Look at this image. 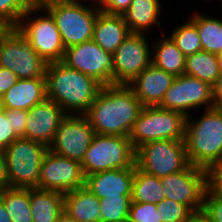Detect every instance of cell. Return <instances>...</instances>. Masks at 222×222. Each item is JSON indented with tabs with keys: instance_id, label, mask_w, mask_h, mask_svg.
I'll return each mask as SVG.
<instances>
[{
	"instance_id": "23",
	"label": "cell",
	"mask_w": 222,
	"mask_h": 222,
	"mask_svg": "<svg viewBox=\"0 0 222 222\" xmlns=\"http://www.w3.org/2000/svg\"><path fill=\"white\" fill-rule=\"evenodd\" d=\"M161 5L160 0H132L122 14L130 32L146 35L147 30L149 32L153 26H161Z\"/></svg>"
},
{
	"instance_id": "48",
	"label": "cell",
	"mask_w": 222,
	"mask_h": 222,
	"mask_svg": "<svg viewBox=\"0 0 222 222\" xmlns=\"http://www.w3.org/2000/svg\"><path fill=\"white\" fill-rule=\"evenodd\" d=\"M217 58H218V65H219L220 71L222 72V53L218 54Z\"/></svg>"
},
{
	"instance_id": "1",
	"label": "cell",
	"mask_w": 222,
	"mask_h": 222,
	"mask_svg": "<svg viewBox=\"0 0 222 222\" xmlns=\"http://www.w3.org/2000/svg\"><path fill=\"white\" fill-rule=\"evenodd\" d=\"M143 107L127 85L102 86L85 116L95 134L129 136Z\"/></svg>"
},
{
	"instance_id": "17",
	"label": "cell",
	"mask_w": 222,
	"mask_h": 222,
	"mask_svg": "<svg viewBox=\"0 0 222 222\" xmlns=\"http://www.w3.org/2000/svg\"><path fill=\"white\" fill-rule=\"evenodd\" d=\"M66 116L67 114L58 104L46 98L28 110L23 138L49 147L60 123Z\"/></svg>"
},
{
	"instance_id": "51",
	"label": "cell",
	"mask_w": 222,
	"mask_h": 222,
	"mask_svg": "<svg viewBox=\"0 0 222 222\" xmlns=\"http://www.w3.org/2000/svg\"><path fill=\"white\" fill-rule=\"evenodd\" d=\"M116 222V221H115ZM117 222H128V220H123V221H117Z\"/></svg>"
},
{
	"instance_id": "28",
	"label": "cell",
	"mask_w": 222,
	"mask_h": 222,
	"mask_svg": "<svg viewBox=\"0 0 222 222\" xmlns=\"http://www.w3.org/2000/svg\"><path fill=\"white\" fill-rule=\"evenodd\" d=\"M220 73L216 54L200 51L186 56L185 75L198 78L213 86Z\"/></svg>"
},
{
	"instance_id": "49",
	"label": "cell",
	"mask_w": 222,
	"mask_h": 222,
	"mask_svg": "<svg viewBox=\"0 0 222 222\" xmlns=\"http://www.w3.org/2000/svg\"><path fill=\"white\" fill-rule=\"evenodd\" d=\"M60 222H72V221H70V220L66 219L65 217H63V218L60 220Z\"/></svg>"
},
{
	"instance_id": "39",
	"label": "cell",
	"mask_w": 222,
	"mask_h": 222,
	"mask_svg": "<svg viewBox=\"0 0 222 222\" xmlns=\"http://www.w3.org/2000/svg\"><path fill=\"white\" fill-rule=\"evenodd\" d=\"M132 0H100L99 9L105 13L122 15Z\"/></svg>"
},
{
	"instance_id": "5",
	"label": "cell",
	"mask_w": 222,
	"mask_h": 222,
	"mask_svg": "<svg viewBox=\"0 0 222 222\" xmlns=\"http://www.w3.org/2000/svg\"><path fill=\"white\" fill-rule=\"evenodd\" d=\"M187 117L159 106L143 107L129 134L135 150L156 140L184 141Z\"/></svg>"
},
{
	"instance_id": "15",
	"label": "cell",
	"mask_w": 222,
	"mask_h": 222,
	"mask_svg": "<svg viewBox=\"0 0 222 222\" xmlns=\"http://www.w3.org/2000/svg\"><path fill=\"white\" fill-rule=\"evenodd\" d=\"M95 131L85 115H67L60 123L49 151L82 162Z\"/></svg>"
},
{
	"instance_id": "2",
	"label": "cell",
	"mask_w": 222,
	"mask_h": 222,
	"mask_svg": "<svg viewBox=\"0 0 222 222\" xmlns=\"http://www.w3.org/2000/svg\"><path fill=\"white\" fill-rule=\"evenodd\" d=\"M46 96L67 115H85L102 85L62 61L47 63Z\"/></svg>"
},
{
	"instance_id": "21",
	"label": "cell",
	"mask_w": 222,
	"mask_h": 222,
	"mask_svg": "<svg viewBox=\"0 0 222 222\" xmlns=\"http://www.w3.org/2000/svg\"><path fill=\"white\" fill-rule=\"evenodd\" d=\"M130 34L122 15L99 11L93 28L92 40L104 51L113 54Z\"/></svg>"
},
{
	"instance_id": "22",
	"label": "cell",
	"mask_w": 222,
	"mask_h": 222,
	"mask_svg": "<svg viewBox=\"0 0 222 222\" xmlns=\"http://www.w3.org/2000/svg\"><path fill=\"white\" fill-rule=\"evenodd\" d=\"M63 212L72 222H101L99 198L85 186L64 194Z\"/></svg>"
},
{
	"instance_id": "6",
	"label": "cell",
	"mask_w": 222,
	"mask_h": 222,
	"mask_svg": "<svg viewBox=\"0 0 222 222\" xmlns=\"http://www.w3.org/2000/svg\"><path fill=\"white\" fill-rule=\"evenodd\" d=\"M86 176L136 165V150L129 136L95 134L81 162Z\"/></svg>"
},
{
	"instance_id": "13",
	"label": "cell",
	"mask_w": 222,
	"mask_h": 222,
	"mask_svg": "<svg viewBox=\"0 0 222 222\" xmlns=\"http://www.w3.org/2000/svg\"><path fill=\"white\" fill-rule=\"evenodd\" d=\"M166 199L188 206L194 213L203 209L207 189L206 169L189 165L185 170L160 177Z\"/></svg>"
},
{
	"instance_id": "19",
	"label": "cell",
	"mask_w": 222,
	"mask_h": 222,
	"mask_svg": "<svg viewBox=\"0 0 222 222\" xmlns=\"http://www.w3.org/2000/svg\"><path fill=\"white\" fill-rule=\"evenodd\" d=\"M135 165L129 168L106 170L86 176L85 187L99 199L131 195Z\"/></svg>"
},
{
	"instance_id": "4",
	"label": "cell",
	"mask_w": 222,
	"mask_h": 222,
	"mask_svg": "<svg viewBox=\"0 0 222 222\" xmlns=\"http://www.w3.org/2000/svg\"><path fill=\"white\" fill-rule=\"evenodd\" d=\"M16 28L46 63L63 60L65 47L55 20L46 9L29 7Z\"/></svg>"
},
{
	"instance_id": "33",
	"label": "cell",
	"mask_w": 222,
	"mask_h": 222,
	"mask_svg": "<svg viewBox=\"0 0 222 222\" xmlns=\"http://www.w3.org/2000/svg\"><path fill=\"white\" fill-rule=\"evenodd\" d=\"M128 222H161L157 204L131 202Z\"/></svg>"
},
{
	"instance_id": "7",
	"label": "cell",
	"mask_w": 222,
	"mask_h": 222,
	"mask_svg": "<svg viewBox=\"0 0 222 222\" xmlns=\"http://www.w3.org/2000/svg\"><path fill=\"white\" fill-rule=\"evenodd\" d=\"M48 147L27 138H17L3 149L9 187L38 188L41 164Z\"/></svg>"
},
{
	"instance_id": "8",
	"label": "cell",
	"mask_w": 222,
	"mask_h": 222,
	"mask_svg": "<svg viewBox=\"0 0 222 222\" xmlns=\"http://www.w3.org/2000/svg\"><path fill=\"white\" fill-rule=\"evenodd\" d=\"M43 8L54 18L65 49L92 40L99 7L49 0Z\"/></svg>"
},
{
	"instance_id": "10",
	"label": "cell",
	"mask_w": 222,
	"mask_h": 222,
	"mask_svg": "<svg viewBox=\"0 0 222 222\" xmlns=\"http://www.w3.org/2000/svg\"><path fill=\"white\" fill-rule=\"evenodd\" d=\"M46 66L17 28L0 43V67L11 70L19 79L45 78Z\"/></svg>"
},
{
	"instance_id": "14",
	"label": "cell",
	"mask_w": 222,
	"mask_h": 222,
	"mask_svg": "<svg viewBox=\"0 0 222 222\" xmlns=\"http://www.w3.org/2000/svg\"><path fill=\"white\" fill-rule=\"evenodd\" d=\"M145 34L131 33L113 53L114 85H128L151 63Z\"/></svg>"
},
{
	"instance_id": "27",
	"label": "cell",
	"mask_w": 222,
	"mask_h": 222,
	"mask_svg": "<svg viewBox=\"0 0 222 222\" xmlns=\"http://www.w3.org/2000/svg\"><path fill=\"white\" fill-rule=\"evenodd\" d=\"M164 198L165 194L160 178L140 170L135 165L131 202L159 204Z\"/></svg>"
},
{
	"instance_id": "47",
	"label": "cell",
	"mask_w": 222,
	"mask_h": 222,
	"mask_svg": "<svg viewBox=\"0 0 222 222\" xmlns=\"http://www.w3.org/2000/svg\"><path fill=\"white\" fill-rule=\"evenodd\" d=\"M29 7H43L49 0H23Z\"/></svg>"
},
{
	"instance_id": "30",
	"label": "cell",
	"mask_w": 222,
	"mask_h": 222,
	"mask_svg": "<svg viewBox=\"0 0 222 222\" xmlns=\"http://www.w3.org/2000/svg\"><path fill=\"white\" fill-rule=\"evenodd\" d=\"M177 48L186 56L202 51L201 39L196 26L188 21L178 25L169 33Z\"/></svg>"
},
{
	"instance_id": "35",
	"label": "cell",
	"mask_w": 222,
	"mask_h": 222,
	"mask_svg": "<svg viewBox=\"0 0 222 222\" xmlns=\"http://www.w3.org/2000/svg\"><path fill=\"white\" fill-rule=\"evenodd\" d=\"M202 212L208 217L210 222H222V196L213 194L207 188Z\"/></svg>"
},
{
	"instance_id": "31",
	"label": "cell",
	"mask_w": 222,
	"mask_h": 222,
	"mask_svg": "<svg viewBox=\"0 0 222 222\" xmlns=\"http://www.w3.org/2000/svg\"><path fill=\"white\" fill-rule=\"evenodd\" d=\"M99 202L101 222L128 220L131 195L107 196Z\"/></svg>"
},
{
	"instance_id": "32",
	"label": "cell",
	"mask_w": 222,
	"mask_h": 222,
	"mask_svg": "<svg viewBox=\"0 0 222 222\" xmlns=\"http://www.w3.org/2000/svg\"><path fill=\"white\" fill-rule=\"evenodd\" d=\"M161 222H186L194 212L186 205L164 198L157 204Z\"/></svg>"
},
{
	"instance_id": "38",
	"label": "cell",
	"mask_w": 222,
	"mask_h": 222,
	"mask_svg": "<svg viewBox=\"0 0 222 222\" xmlns=\"http://www.w3.org/2000/svg\"><path fill=\"white\" fill-rule=\"evenodd\" d=\"M18 137L14 134L10 118H6L5 109L0 110V149L9 146Z\"/></svg>"
},
{
	"instance_id": "26",
	"label": "cell",
	"mask_w": 222,
	"mask_h": 222,
	"mask_svg": "<svg viewBox=\"0 0 222 222\" xmlns=\"http://www.w3.org/2000/svg\"><path fill=\"white\" fill-rule=\"evenodd\" d=\"M195 26L201 39L202 51L222 53V19L196 13L188 18Z\"/></svg>"
},
{
	"instance_id": "12",
	"label": "cell",
	"mask_w": 222,
	"mask_h": 222,
	"mask_svg": "<svg viewBox=\"0 0 222 222\" xmlns=\"http://www.w3.org/2000/svg\"><path fill=\"white\" fill-rule=\"evenodd\" d=\"M201 106L204 110L214 108L213 88L209 83L185 74L175 77L159 105L164 109L178 111L186 117L192 114V109Z\"/></svg>"
},
{
	"instance_id": "43",
	"label": "cell",
	"mask_w": 222,
	"mask_h": 222,
	"mask_svg": "<svg viewBox=\"0 0 222 222\" xmlns=\"http://www.w3.org/2000/svg\"><path fill=\"white\" fill-rule=\"evenodd\" d=\"M14 27L4 19L0 18V43Z\"/></svg>"
},
{
	"instance_id": "25",
	"label": "cell",
	"mask_w": 222,
	"mask_h": 222,
	"mask_svg": "<svg viewBox=\"0 0 222 222\" xmlns=\"http://www.w3.org/2000/svg\"><path fill=\"white\" fill-rule=\"evenodd\" d=\"M166 37H158L157 42L151 44L152 64L175 77L183 75L186 57L170 36Z\"/></svg>"
},
{
	"instance_id": "46",
	"label": "cell",
	"mask_w": 222,
	"mask_h": 222,
	"mask_svg": "<svg viewBox=\"0 0 222 222\" xmlns=\"http://www.w3.org/2000/svg\"><path fill=\"white\" fill-rule=\"evenodd\" d=\"M54 1H59V2H63V3H67V4H85V3H83L82 1H84V2H88V1H91L92 3V6L93 7H96V5H97V7H99V3H100V0H54Z\"/></svg>"
},
{
	"instance_id": "36",
	"label": "cell",
	"mask_w": 222,
	"mask_h": 222,
	"mask_svg": "<svg viewBox=\"0 0 222 222\" xmlns=\"http://www.w3.org/2000/svg\"><path fill=\"white\" fill-rule=\"evenodd\" d=\"M207 188L218 196H222V160L211 164L207 169Z\"/></svg>"
},
{
	"instance_id": "34",
	"label": "cell",
	"mask_w": 222,
	"mask_h": 222,
	"mask_svg": "<svg viewBox=\"0 0 222 222\" xmlns=\"http://www.w3.org/2000/svg\"><path fill=\"white\" fill-rule=\"evenodd\" d=\"M28 8L23 0H0V18L16 28Z\"/></svg>"
},
{
	"instance_id": "9",
	"label": "cell",
	"mask_w": 222,
	"mask_h": 222,
	"mask_svg": "<svg viewBox=\"0 0 222 222\" xmlns=\"http://www.w3.org/2000/svg\"><path fill=\"white\" fill-rule=\"evenodd\" d=\"M189 165L181 140L151 141L136 150V166L159 178L185 170Z\"/></svg>"
},
{
	"instance_id": "44",
	"label": "cell",
	"mask_w": 222,
	"mask_h": 222,
	"mask_svg": "<svg viewBox=\"0 0 222 222\" xmlns=\"http://www.w3.org/2000/svg\"><path fill=\"white\" fill-rule=\"evenodd\" d=\"M186 222H210V220L202 211H200L194 213Z\"/></svg>"
},
{
	"instance_id": "18",
	"label": "cell",
	"mask_w": 222,
	"mask_h": 222,
	"mask_svg": "<svg viewBox=\"0 0 222 222\" xmlns=\"http://www.w3.org/2000/svg\"><path fill=\"white\" fill-rule=\"evenodd\" d=\"M174 79V75L151 63L127 86L134 92L144 107L159 106Z\"/></svg>"
},
{
	"instance_id": "11",
	"label": "cell",
	"mask_w": 222,
	"mask_h": 222,
	"mask_svg": "<svg viewBox=\"0 0 222 222\" xmlns=\"http://www.w3.org/2000/svg\"><path fill=\"white\" fill-rule=\"evenodd\" d=\"M62 62L102 86L114 85L113 54L104 51L93 40L67 47Z\"/></svg>"
},
{
	"instance_id": "24",
	"label": "cell",
	"mask_w": 222,
	"mask_h": 222,
	"mask_svg": "<svg viewBox=\"0 0 222 222\" xmlns=\"http://www.w3.org/2000/svg\"><path fill=\"white\" fill-rule=\"evenodd\" d=\"M30 207L33 222H60L64 217V194L30 188Z\"/></svg>"
},
{
	"instance_id": "41",
	"label": "cell",
	"mask_w": 222,
	"mask_h": 222,
	"mask_svg": "<svg viewBox=\"0 0 222 222\" xmlns=\"http://www.w3.org/2000/svg\"><path fill=\"white\" fill-rule=\"evenodd\" d=\"M6 188H9L6 159L3 149H0V192Z\"/></svg>"
},
{
	"instance_id": "3",
	"label": "cell",
	"mask_w": 222,
	"mask_h": 222,
	"mask_svg": "<svg viewBox=\"0 0 222 222\" xmlns=\"http://www.w3.org/2000/svg\"><path fill=\"white\" fill-rule=\"evenodd\" d=\"M202 112L195 120L192 115L187 117L184 143L189 163L207 169L222 160V110Z\"/></svg>"
},
{
	"instance_id": "16",
	"label": "cell",
	"mask_w": 222,
	"mask_h": 222,
	"mask_svg": "<svg viewBox=\"0 0 222 222\" xmlns=\"http://www.w3.org/2000/svg\"><path fill=\"white\" fill-rule=\"evenodd\" d=\"M85 179L80 162L48 150L42 160L38 188L65 194L84 187Z\"/></svg>"
},
{
	"instance_id": "40",
	"label": "cell",
	"mask_w": 222,
	"mask_h": 222,
	"mask_svg": "<svg viewBox=\"0 0 222 222\" xmlns=\"http://www.w3.org/2000/svg\"><path fill=\"white\" fill-rule=\"evenodd\" d=\"M19 78L11 70L0 67V97H2Z\"/></svg>"
},
{
	"instance_id": "50",
	"label": "cell",
	"mask_w": 222,
	"mask_h": 222,
	"mask_svg": "<svg viewBox=\"0 0 222 222\" xmlns=\"http://www.w3.org/2000/svg\"><path fill=\"white\" fill-rule=\"evenodd\" d=\"M2 109V102H1V97H0V110Z\"/></svg>"
},
{
	"instance_id": "29",
	"label": "cell",
	"mask_w": 222,
	"mask_h": 222,
	"mask_svg": "<svg viewBox=\"0 0 222 222\" xmlns=\"http://www.w3.org/2000/svg\"><path fill=\"white\" fill-rule=\"evenodd\" d=\"M0 199L12 222H33L30 207V188H6Z\"/></svg>"
},
{
	"instance_id": "37",
	"label": "cell",
	"mask_w": 222,
	"mask_h": 222,
	"mask_svg": "<svg viewBox=\"0 0 222 222\" xmlns=\"http://www.w3.org/2000/svg\"><path fill=\"white\" fill-rule=\"evenodd\" d=\"M5 113L6 118H10V124L14 134L18 138L24 137L28 111L19 109H5Z\"/></svg>"
},
{
	"instance_id": "20",
	"label": "cell",
	"mask_w": 222,
	"mask_h": 222,
	"mask_svg": "<svg viewBox=\"0 0 222 222\" xmlns=\"http://www.w3.org/2000/svg\"><path fill=\"white\" fill-rule=\"evenodd\" d=\"M46 98V78L19 79L1 97L2 109L28 111Z\"/></svg>"
},
{
	"instance_id": "45",
	"label": "cell",
	"mask_w": 222,
	"mask_h": 222,
	"mask_svg": "<svg viewBox=\"0 0 222 222\" xmlns=\"http://www.w3.org/2000/svg\"><path fill=\"white\" fill-rule=\"evenodd\" d=\"M0 222H12L10 216L4 206L3 201L0 199Z\"/></svg>"
},
{
	"instance_id": "42",
	"label": "cell",
	"mask_w": 222,
	"mask_h": 222,
	"mask_svg": "<svg viewBox=\"0 0 222 222\" xmlns=\"http://www.w3.org/2000/svg\"><path fill=\"white\" fill-rule=\"evenodd\" d=\"M213 88L214 108L222 110V72L219 74Z\"/></svg>"
}]
</instances>
